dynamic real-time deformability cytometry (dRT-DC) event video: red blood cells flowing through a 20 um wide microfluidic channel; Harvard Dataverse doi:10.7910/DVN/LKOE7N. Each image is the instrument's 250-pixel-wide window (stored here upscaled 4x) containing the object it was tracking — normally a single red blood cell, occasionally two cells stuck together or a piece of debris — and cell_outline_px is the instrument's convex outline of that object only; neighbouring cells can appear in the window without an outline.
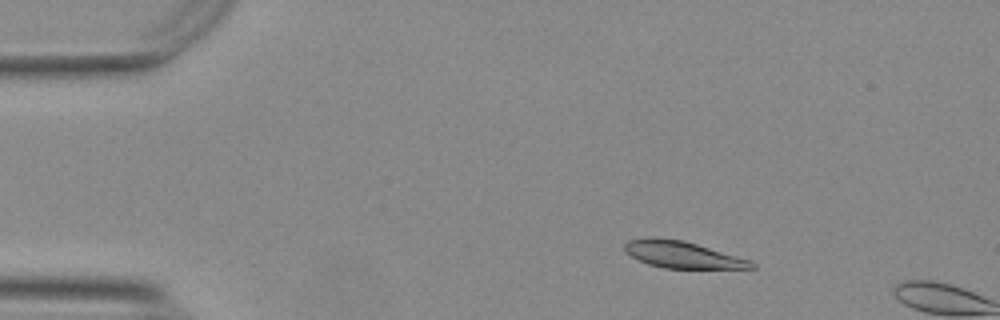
{"species": "Egyptian fruit bat (a non-hibernating species)", "species_latin": "Rousettus aegyptiacus", "temperature_condition": "warm", "stored_images_in_passage": 11, "camera_frame_rate_fps": 3000, "um_per_image_px": 0.085, "animal": {"sex": "female"}, "frame": {"image": 1, "passage_image": 8, "time_ms": 2.333, "image_size_px": [1000, 320], "cell_outline_px": [[756, 268], [664, 268], [648, 264], [624, 252], [624, 244], [628, 240], [684, 240], [752, 260], [756, 264]], "centroid_in_image_um": [58.1, 21.68], "position_along_channel_um": 26.9, "area_um2": 19.13}}